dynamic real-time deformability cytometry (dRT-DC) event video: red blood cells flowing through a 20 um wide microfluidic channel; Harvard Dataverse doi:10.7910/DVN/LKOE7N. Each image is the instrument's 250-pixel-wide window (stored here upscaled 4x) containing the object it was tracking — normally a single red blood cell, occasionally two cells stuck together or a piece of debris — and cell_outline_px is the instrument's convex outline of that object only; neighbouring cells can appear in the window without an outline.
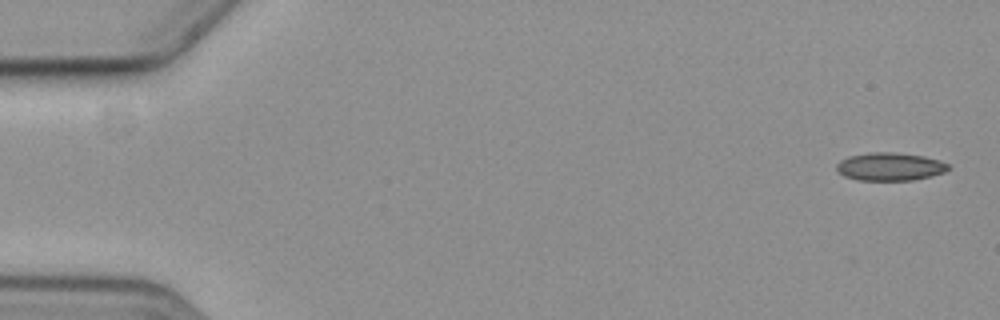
{"species": "common noctule bat (a hibernating species)", "species_latin": "Nyctalus noctula", "temperature_condition": "cold", "stored_images_in_passage": 15, "camera_frame_rate_fps": 3000, "um_per_image_px": 0.085, "animal": {"sex": "female", "body_mass_g": 19.3, "forearm_length_mm": 54.1}, "frame": {"image": 1, "passage_image": 1, "time_ms": 0.0, "image_size_px": [1000, 320], "cell_outline_px": [[952, 168], [944, 172], [912, 180], [856, 180], [844, 176], [836, 172], [836, 164], [840, 160], [848, 156], [868, 152], [896, 152], [924, 156], [940, 160], [948, 164]], "centroid_in_image_um": [75.61, 14.15], "position_along_channel_um": 9.4, "area_um2": 18.44}}
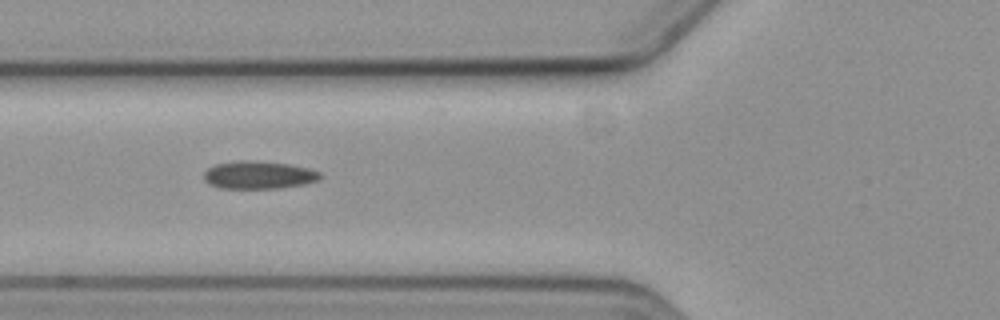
{"frame": {"image": 2, "passage_image": 6, "time_ms": 6.667, "image_size_px": [1000, 320], "cell_outline_px": [[320, 176], [316, 180], [304, 184], [276, 188], [220, 188], [208, 184], [204, 180], [204, 172], [208, 168], [216, 164], [240, 160], [248, 160], [288, 164], [308, 168], [320, 172]], "centroid_in_image_um": [21.93, 14.87], "position_along_channel_um": 103.9, "area_um2": 18.61}}
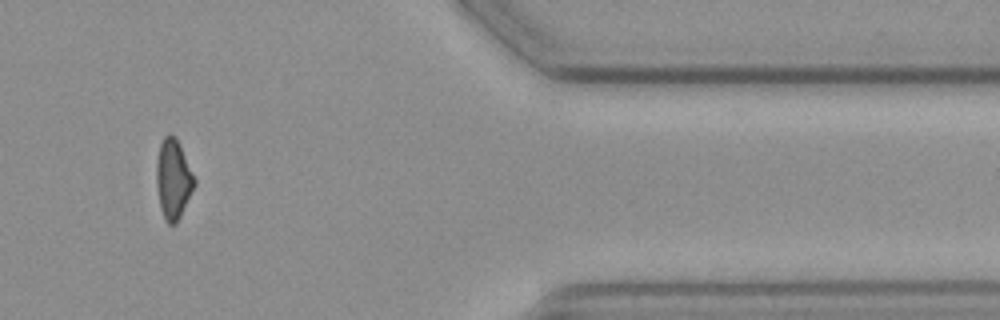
{"frame": {"image": 3, "passage_image": 13, "time_ms": 15.667, "image_size_px": [1000, 320], "cell_outline_px": [[196, 184], [176, 224], [168, 224], [164, 220], [160, 208], [156, 184], [156, 164], [160, 144], [164, 136], [168, 132], [176, 136], [180, 144], [196, 180]], "centroid_in_image_um": [14.72, 15.21], "position_along_channel_um": 396.7, "area_um2": 17.8}, "authors_computed_cell_mechanics": {"area_um2": 18.4382, "velocity_mm_per_s": 3.6281, "shape_relaxation_time_tau1_ms": 7.2576, "shape_relaxation_time_tau2_ms": null, "deformation_change_tau1": 0.1112, "deformation_change_tau2": null}}